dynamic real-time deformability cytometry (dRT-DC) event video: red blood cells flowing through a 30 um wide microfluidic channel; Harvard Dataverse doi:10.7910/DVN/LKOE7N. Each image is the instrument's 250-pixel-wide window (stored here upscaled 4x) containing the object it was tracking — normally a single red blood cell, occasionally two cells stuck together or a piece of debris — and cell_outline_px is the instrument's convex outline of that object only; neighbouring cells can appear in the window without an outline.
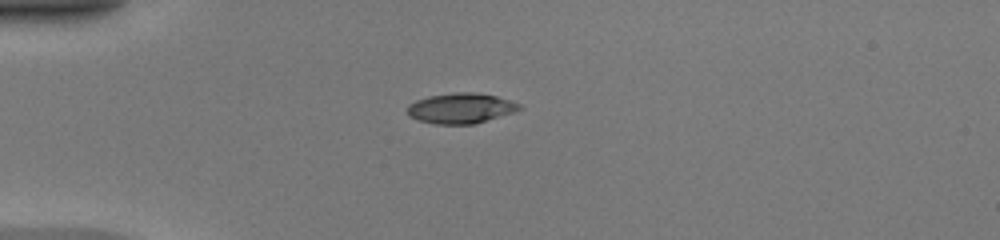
{"species": "common noctule bat (a hibernating species)", "species_latin": "Nyctalus noctula", "temperature_condition": "warm", "stored_images_in_passage": 37, "camera_frame_rate_fps": 3000, "um_per_image_px": 0.085, "animal": {"sex": "female", "body_mass_g": 20.0, "forearm_length_mm": 54.0}, "frame": {"image": 1, "passage_image": 1, "time_ms": 0.0, "image_size_px": [1000, 240], "cell_outline_px": [[524, 108], [512, 112], [472, 124], [436, 124], [420, 120], [408, 116], [408, 104], [416, 100], [428, 96], [452, 92], [476, 92], [496, 96], [520, 104]], "centroid_in_image_um": [39.14, 9.18], "position_along_channel_um": 45.9, "area_um2": 19.59}}
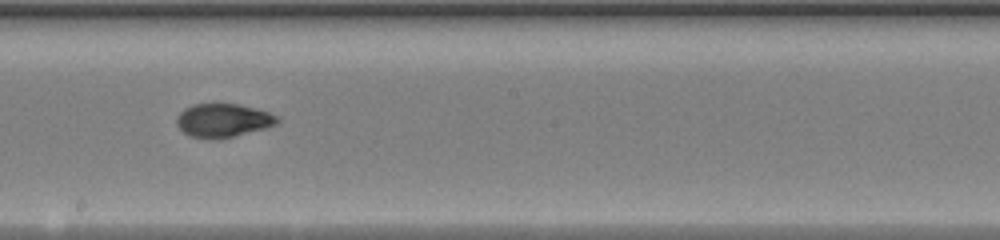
{"frame": {"image": 2, "passage_image": 16, "time_ms": 5.0, "image_size_px": [1000, 240], "cell_outline_px": [[280, 120], [276, 124], [264, 128], [232, 136], [188, 136], [176, 124], [176, 116], [184, 108], [192, 104], [236, 104], [256, 108], [280, 116]], "centroid_in_image_um": [18.97, 10.18], "position_along_channel_um": 229.2, "area_um2": 19.07}}
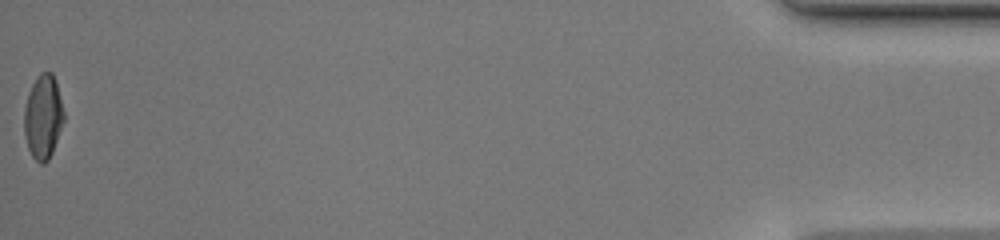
{"frame": {"image": 3, "passage_image": 37, "time_ms": 12.0, "image_size_px": [1000, 240], "cell_outline_px": [[64, 120], [52, 152], [48, 160], [44, 164], [40, 164], [32, 156], [28, 148], [24, 136], [24, 108], [28, 92], [36, 76], [40, 72], [52, 72], [56, 80], [64, 112]], "centroid_in_image_um": [3.65, 9.91], "position_along_channel_um": 431.5, "area_um2": 19.59}, "authors_computed_cell_mechanics": {"area_um2": 19.5942, "velocity_mm_per_s": 4.205, "shape_relaxation_time_tau1_ms": 5.6779, "shape_relaxation_time_tau2_ms": 0.785, "deformation_change_tau1": 0.2388, "deformation_change_tau2": 0.0451}}